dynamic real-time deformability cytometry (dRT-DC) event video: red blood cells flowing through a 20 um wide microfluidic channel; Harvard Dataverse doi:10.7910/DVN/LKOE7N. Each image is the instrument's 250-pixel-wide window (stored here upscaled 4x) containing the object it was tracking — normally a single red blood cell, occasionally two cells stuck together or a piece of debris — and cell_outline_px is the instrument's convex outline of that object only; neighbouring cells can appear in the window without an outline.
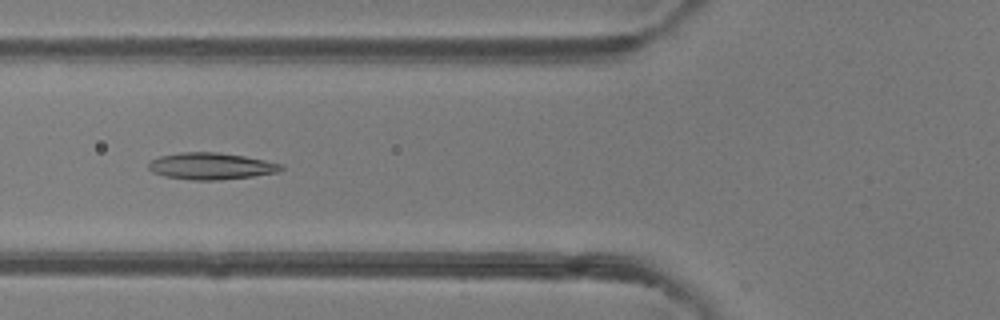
{"species": "common noctule bat (a hibernating species)", "species_latin": "Nyctalus noctula", "temperature_condition": "room temperature", "stored_images_in_passage": 49, "camera_frame_rate_fps": 3000, "um_per_image_px": 0.085, "animal": {"sex": "female"}, "frame": {"image": 1, "passage_image": 19, "time_ms": 6.0, "image_size_px": [1000, 320], "cell_outline_px": [[284, 168], [276, 172], [252, 176], [220, 180], [192, 180], [164, 176], [152, 172], [148, 168], [148, 164], [152, 160], [160, 156], [180, 152], [216, 152], [244, 156], [284, 164]], "centroid_in_image_um": [17.93, 14.12], "position_along_channel_um": 107.9, "area_um2": 20.58}}
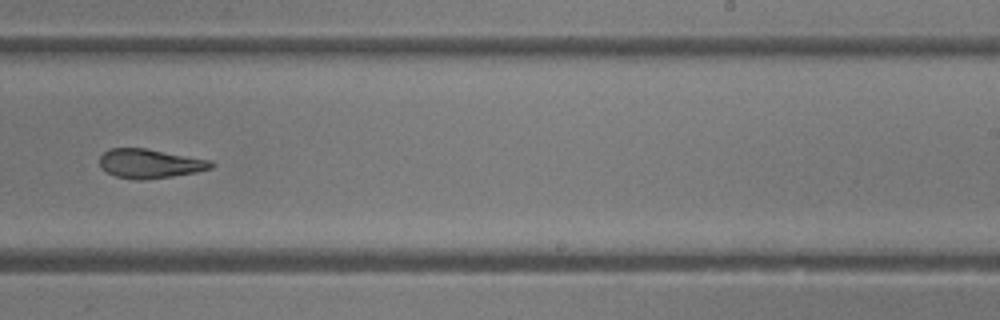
{"frame": {"image": 2, "passage_image": 31, "time_ms": 10.0, "image_size_px": [1000, 320], "cell_outline_px": [[216, 164], [212, 168], [196, 172], [172, 176], [144, 180], [136, 180], [116, 176], [100, 168], [100, 156], [104, 152], [112, 148], [144, 148], [212, 160]], "centroid_in_image_um": [12.76, 13.91], "position_along_channel_um": 276.2, "area_um2": 18.96}}
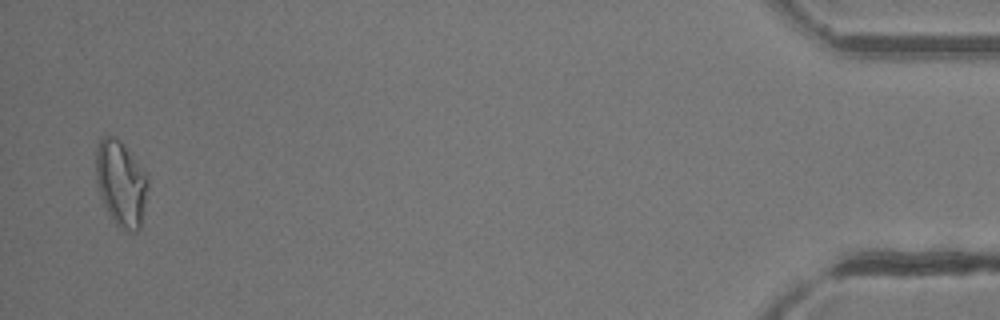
{"frame": {"image": 3, "passage_image": 48, "time_ms": 15.667, "image_size_px": [1000, 320], "cell_outline_px": [[148, 184], [140, 228], [136, 232], [132, 232], [120, 228], [112, 220], [100, 196], [96, 180], [96, 148], [100, 140], [104, 136], [112, 136], [120, 140], [132, 152], [148, 176]], "centroid_in_image_um": [10.28, 15.57], "position_along_channel_um": 424.9, "area_um2": 26.01}, "authors_computed_cell_mechanics": {"area_um2": 21.0392, "velocity_mm_per_s": 4.2109, "shape_relaxation_time_tau1_ms": null, "shape_relaxation_time_tau2_ms": 3.7472, "deformation_change_tau1": null, "deformation_change_tau2": 0.1253}}